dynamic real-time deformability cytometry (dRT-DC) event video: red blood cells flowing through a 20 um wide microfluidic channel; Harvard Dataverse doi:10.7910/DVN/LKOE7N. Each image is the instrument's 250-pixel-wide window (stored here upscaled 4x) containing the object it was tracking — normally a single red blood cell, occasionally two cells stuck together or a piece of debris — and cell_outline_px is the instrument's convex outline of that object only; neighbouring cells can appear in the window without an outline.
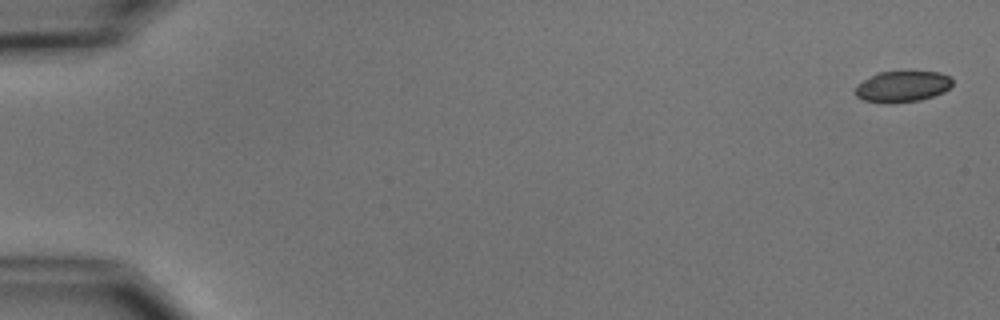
{"species": "common noctule bat (a hibernating species)", "species_latin": "Nyctalus noctula", "temperature_condition": "cold", "stored_images_in_passage": 6, "camera_frame_rate_fps": 3000, "um_per_image_px": 0.085, "animal": {"sex": "male", "body_mass_g": 15.6}, "frame": {"image": 1, "passage_image": 1, "time_ms": 0.0, "image_size_px": [1000, 320], "cell_outline_px": [[952, 84], [944, 92], [920, 100], [888, 104], [864, 100], [856, 96], [856, 84], [876, 72], [904, 68], [940, 72], [948, 76], [952, 80]], "centroid_in_image_um": [76.69, 7.29], "position_along_channel_um": 8.3, "area_um2": 18.5}}
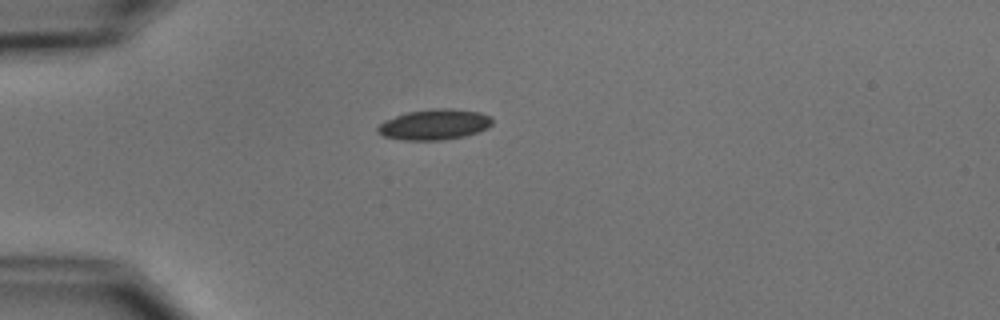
{"frame": {"image": 2, "passage_image": 5, "time_ms": 4.667, "image_size_px": [1000, 320], "cell_outline_px": [[492, 124], [488, 128], [464, 136], [440, 140], [404, 140], [384, 136], [376, 128], [384, 120], [408, 112], [432, 108], [452, 108], [480, 112], [488, 116], [492, 120]], "centroid_in_image_um": [36.93, 10.57], "position_along_channel_um": 48.1, "area_um2": 20.23}}